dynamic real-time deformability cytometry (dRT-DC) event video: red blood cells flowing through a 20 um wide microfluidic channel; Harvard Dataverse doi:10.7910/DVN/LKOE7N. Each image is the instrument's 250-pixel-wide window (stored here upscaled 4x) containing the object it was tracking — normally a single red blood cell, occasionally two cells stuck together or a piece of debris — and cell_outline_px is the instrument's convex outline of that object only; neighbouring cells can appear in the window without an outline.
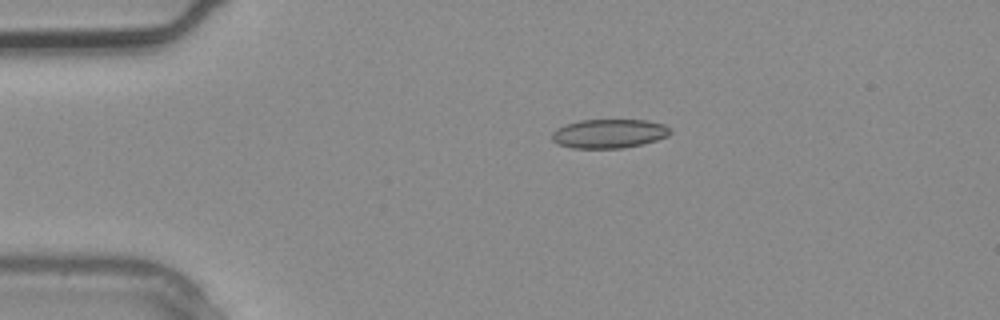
{"species": "common noctule bat (a hibernating species)", "species_latin": "Nyctalus noctula", "temperature_condition": "warm", "stored_images_in_passage": 2, "camera_frame_rate_fps": 3000, "um_per_image_px": 0.085, "animal": {"sex": "male", "body_mass_g": 20.4}, "frame": {"image": 1, "passage_image": 1, "time_ms": 0.0, "image_size_px": [1000, 320], "cell_outline_px": [[672, 132], [668, 136], [656, 140], [640, 144], [620, 148], [572, 148], [556, 144], [552, 140], [552, 132], [556, 128], [580, 120], [648, 120], [664, 124], [672, 128]], "centroid_in_image_um": [51.78, 11.35], "position_along_channel_um": 33.2, "area_um2": 20.06}}
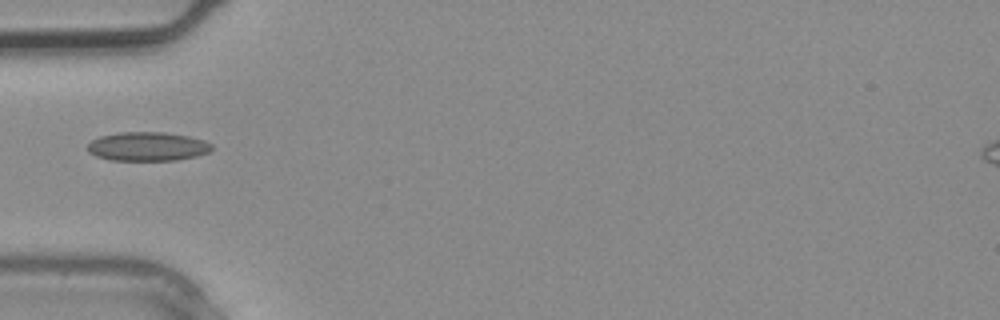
{"frame": {"image": 2, "passage_image": 2, "time_ms": 0.333, "image_size_px": [1000, 320], "cell_outline_px": [[212, 148], [208, 152], [196, 156], [176, 160], [108, 160], [96, 156], [88, 152], [88, 144], [92, 140], [100, 136], [120, 132], [164, 132], [188, 136], [204, 140], [212, 144]], "centroid_in_image_um": [12.53, 12.45], "position_along_channel_um": 72.5, "area_um2": 20.92}}